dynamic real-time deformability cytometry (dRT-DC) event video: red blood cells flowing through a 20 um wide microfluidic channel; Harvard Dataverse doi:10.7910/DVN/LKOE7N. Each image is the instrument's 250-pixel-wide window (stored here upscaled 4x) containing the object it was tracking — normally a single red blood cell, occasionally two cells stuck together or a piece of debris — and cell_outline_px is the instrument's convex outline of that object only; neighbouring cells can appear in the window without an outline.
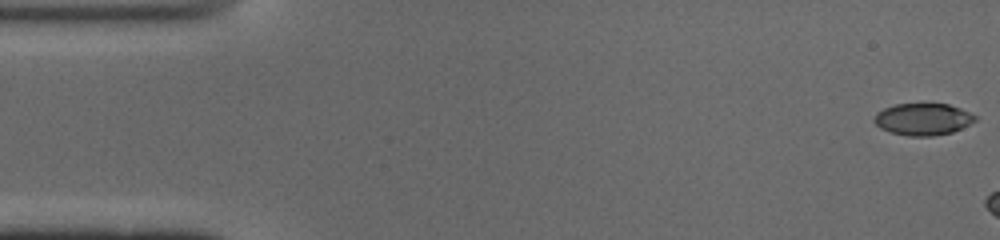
{"species": "common noctule bat (a hibernating species)", "species_latin": "Nyctalus noctula", "temperature_condition": "cold", "stored_images_in_passage": 7, "camera_frame_rate_fps": 3000, "um_per_image_px": 0.085, "animal": {"sex": "male", "body_mass_g": 19.0, "forearm_length_mm": 50.8}, "frame": {"image": 1, "passage_image": 1, "time_ms": 0.0, "image_size_px": [1000, 240], "cell_outline_px": [[976, 120], [952, 132], [932, 136], [908, 136], [892, 132], [880, 128], [872, 120], [876, 112], [884, 108], [896, 104], [948, 104], [960, 108], [976, 116]], "centroid_in_image_um": [78.41, 10.13], "position_along_channel_um": 6.6, "area_um2": 18.61}}